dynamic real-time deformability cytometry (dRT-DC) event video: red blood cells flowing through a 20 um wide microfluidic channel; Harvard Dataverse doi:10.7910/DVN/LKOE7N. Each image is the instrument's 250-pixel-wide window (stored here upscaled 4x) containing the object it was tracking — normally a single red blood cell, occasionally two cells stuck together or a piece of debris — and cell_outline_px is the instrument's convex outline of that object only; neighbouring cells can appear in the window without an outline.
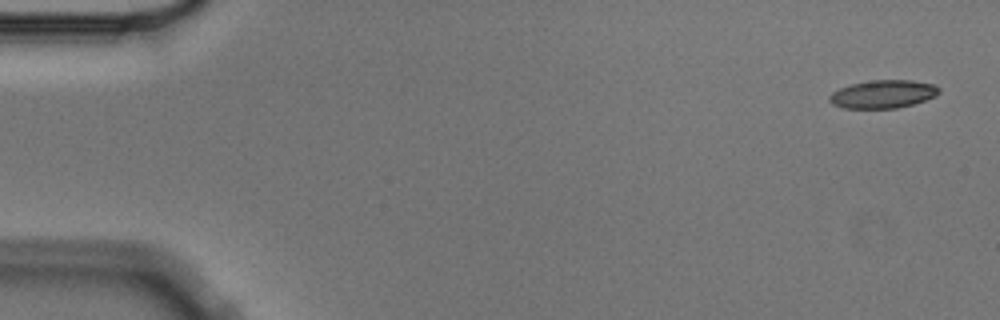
{"species": "Egyptian fruit bat (a non-hibernating species)", "species_latin": "Rousettus aegyptiacus", "temperature_condition": "cold", "stored_images_in_passage": 5, "camera_frame_rate_fps": 3000, "um_per_image_px": 0.085, "animal": {"sex": "male"}, "frame": {"image": 1, "passage_image": 1, "time_ms": 0.0, "image_size_px": [1000, 320], "cell_outline_px": [[940, 92], [936, 96], [912, 104], [896, 108], [844, 108], [832, 104], [828, 100], [828, 96], [832, 92], [840, 88], [852, 84], [872, 80], [912, 80], [936, 84], [940, 88]], "centroid_in_image_um": [75.07, 7.99], "position_along_channel_um": 9.9, "area_um2": 17.98}}
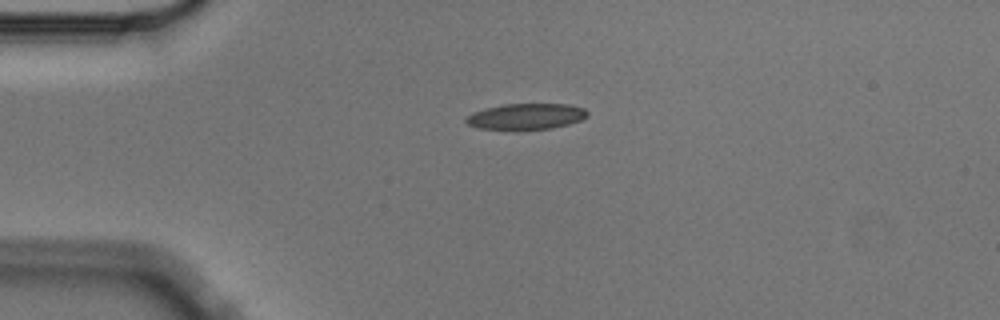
{"frame": {"image": 2, "passage_image": 4, "time_ms": 1.0, "image_size_px": [1000, 320], "cell_outline_px": [[588, 116], [580, 120], [568, 124], [552, 128], [516, 132], [476, 128], [468, 124], [464, 120], [464, 116], [472, 112], [484, 108], [504, 104], [568, 104], [584, 108], [588, 112]], "centroid_in_image_um": [44.64, 9.93], "position_along_channel_um": 40.4, "area_um2": 19.19}}